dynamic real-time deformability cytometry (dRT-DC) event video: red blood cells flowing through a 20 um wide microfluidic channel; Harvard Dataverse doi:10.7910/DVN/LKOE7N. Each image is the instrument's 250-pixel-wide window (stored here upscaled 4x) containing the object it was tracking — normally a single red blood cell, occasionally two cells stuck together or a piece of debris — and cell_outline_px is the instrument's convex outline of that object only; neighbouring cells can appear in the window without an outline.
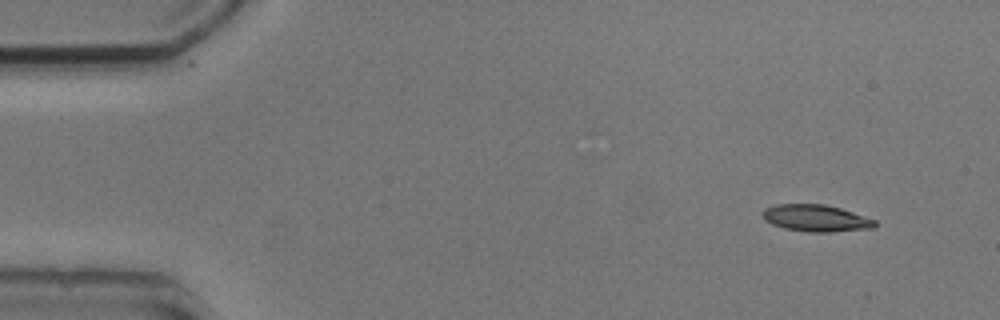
{"species": "common noctule bat (a hibernating species)", "species_latin": "Nyctalus noctula", "temperature_condition": "cold", "stored_images_in_passage": 4, "camera_frame_rate_fps": 3000, "um_per_image_px": 0.085, "animal": {"sex": "male", "body_mass_g": 20.5, "forearm_length_mm": 52.5}, "frame": {"image": 1, "passage_image": 1, "time_ms": 0.0, "image_size_px": [1000, 320], "cell_outline_px": [[876, 228], [832, 232], [808, 232], [784, 228], [772, 224], [764, 220], [760, 212], [764, 208], [776, 204], [824, 204], [840, 208], [876, 220]], "centroid_in_image_um": [69.33, 18.54], "position_along_channel_um": 15.7, "area_um2": 17.74}}
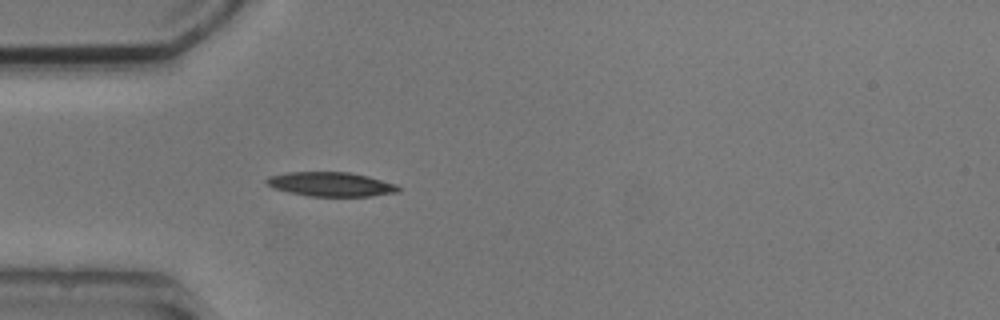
{"frame": {"image": 2, "passage_image": 4, "time_ms": 3.667, "image_size_px": [1000, 320], "cell_outline_px": [[400, 192], [372, 196], [308, 196], [288, 192], [276, 188], [268, 184], [264, 180], [268, 176], [288, 172], [348, 172], [368, 176], [396, 184], [400, 188]], "centroid_in_image_um": [28.14, 15.66], "position_along_channel_um": 56.9, "area_um2": 18.61}}